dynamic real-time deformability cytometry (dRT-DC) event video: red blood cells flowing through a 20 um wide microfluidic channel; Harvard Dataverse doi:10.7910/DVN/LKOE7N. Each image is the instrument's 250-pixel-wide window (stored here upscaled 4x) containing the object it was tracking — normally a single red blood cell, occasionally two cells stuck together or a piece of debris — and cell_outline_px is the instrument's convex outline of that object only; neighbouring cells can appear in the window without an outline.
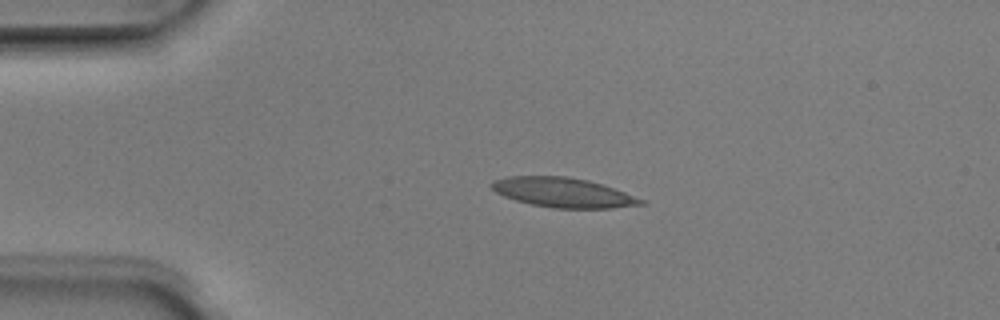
{"species": "Egyptian fruit bat (a non-hibernating species)", "species_latin": "Rousettus aegyptiacus", "temperature_condition": "room temperature", "stored_images_in_passage": 4, "camera_frame_rate_fps": 3000, "um_per_image_px": 0.085, "animal": {"sex": "male"}, "frame": {"image": 1, "passage_image": 3, "time_ms": 0.667, "image_size_px": [1000, 320], "cell_outline_px": [[648, 204], [612, 208], [552, 208], [532, 204], [516, 200], [504, 196], [496, 192], [488, 184], [492, 180], [508, 176], [564, 176], [588, 180], [624, 192], [644, 200]], "centroid_in_image_um": [47.83, 16.36], "position_along_channel_um": 37.2, "area_um2": 25.66}}